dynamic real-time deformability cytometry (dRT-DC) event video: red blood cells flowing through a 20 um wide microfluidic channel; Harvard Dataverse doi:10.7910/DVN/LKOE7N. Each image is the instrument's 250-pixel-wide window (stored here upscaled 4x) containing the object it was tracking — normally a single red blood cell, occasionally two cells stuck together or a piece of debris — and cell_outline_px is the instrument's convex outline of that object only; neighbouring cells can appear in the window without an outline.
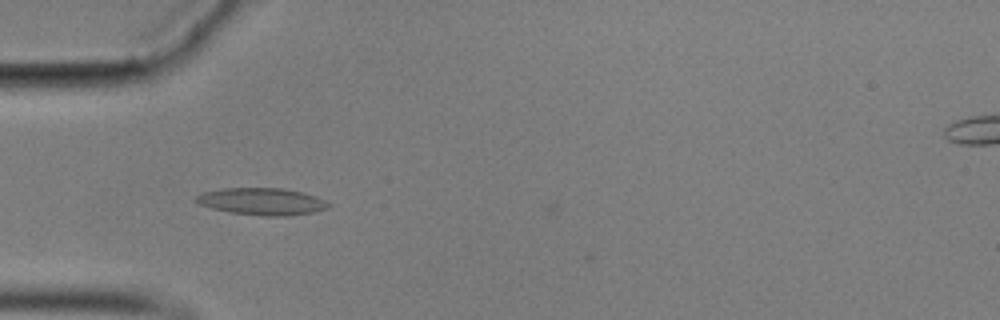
{"species": "common noctule bat (a hibernating species)", "species_latin": "Nyctalus noctula", "temperature_condition": "cold", "stored_images_in_passage": 12, "camera_frame_rate_fps": 3000, "um_per_image_px": 0.085, "animal": {"sex": "male", "body_mass_g": 17.9}, "frame": {"image": 1, "passage_image": 8, "time_ms": 2.333, "image_size_px": [1000, 320], "cell_outline_px": [[332, 204], [328, 208], [312, 212], [288, 216], [260, 216], [232, 212], [212, 208], [200, 204], [196, 200], [196, 196], [204, 192], [224, 188], [284, 188], [304, 192], [316, 196]], "centroid_in_image_um": [22.32, 17.12], "position_along_channel_um": 62.7, "area_um2": 20.81}}
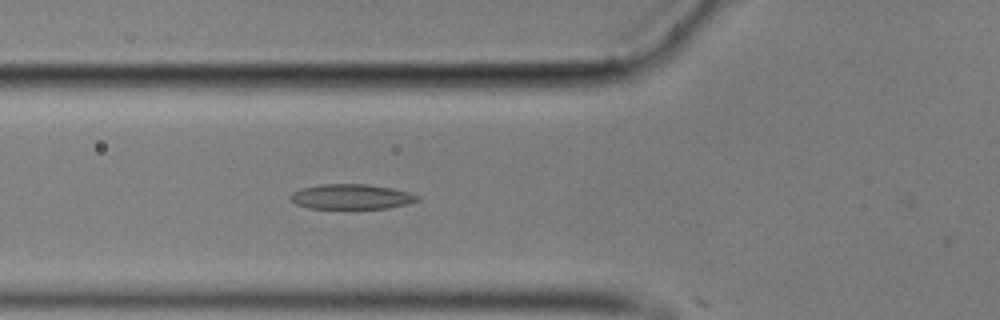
{"frame": {"image": 2, "passage_image": 11, "time_ms": 3.333, "image_size_px": [1000, 320], "cell_outline_px": [[420, 200], [388, 208], [308, 208], [296, 204], [288, 196], [292, 192], [300, 188], [320, 184], [364, 184], [392, 188], [408, 192], [420, 196]], "centroid_in_image_um": [29.83, 16.71], "position_along_channel_um": 96.0, "area_um2": 18.44}}